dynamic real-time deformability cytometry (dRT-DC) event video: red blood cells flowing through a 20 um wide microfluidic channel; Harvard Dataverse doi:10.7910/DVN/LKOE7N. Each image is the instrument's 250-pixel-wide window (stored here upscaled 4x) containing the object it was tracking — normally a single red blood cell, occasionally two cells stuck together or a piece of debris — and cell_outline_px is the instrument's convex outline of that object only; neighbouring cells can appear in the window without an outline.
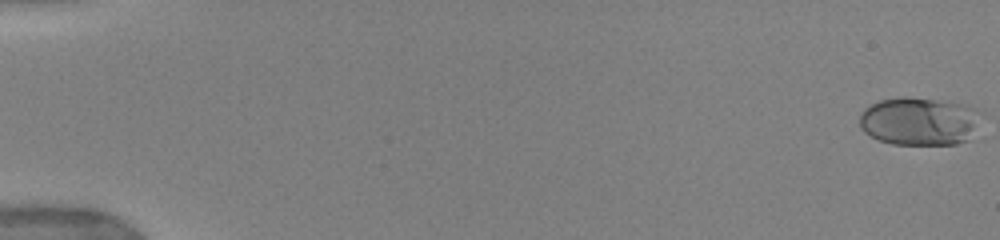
{"species": "human", "species_latin": "Homo sapiens", "temperature_condition": "warm", "stored_images_in_passage": 73, "camera_frame_rate_fps": 3000, "um_per_image_px": 0.085, "donor": {"sex": "female"}, "frame": {"image": 1, "passage_image": 1, "time_ms": 0.0, "image_size_px": [1000, 240], "cell_outline_px": [[984, 112], [980, 136], [972, 140], [956, 144], [892, 144], [880, 140], [864, 132], [860, 128], [860, 112], [864, 108], [880, 100], [904, 96], [968, 104]], "centroid_in_image_um": [78.31, 10.32], "position_along_channel_um": 6.7, "area_um2": 35.43}}
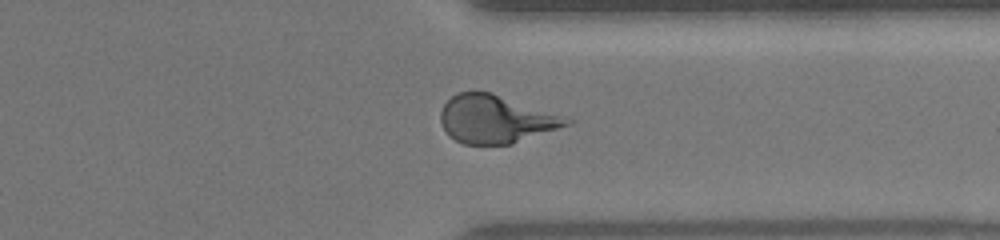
{"frame": {"image": 2, "passage_image": 58, "time_ms": 13.667, "image_size_px": [1000, 240], "cell_outline_px": [[576, 120], [572, 124], [512, 144], [464, 144], [456, 140], [444, 128], [440, 120], [440, 112], [444, 104], [456, 92], [492, 92]], "centroid_in_image_um": [42.17, 10.12], "position_along_channel_um": 369.2, "area_um2": 35.08}}
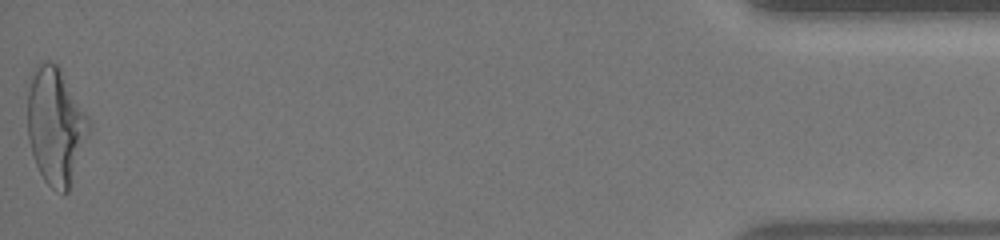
{"frame": {"image": 3, "passage_image": 73, "time_ms": 17.333, "image_size_px": [1000, 240], "cell_outline_px": [[92, 128], [68, 192], [64, 192], [52, 188], [44, 180], [36, 164], [32, 152], [28, 136], [28, 92], [32, 72], [44, 60], [48, 60], [56, 64], [88, 116]], "centroid_in_image_um": [4.75, 10.72], "position_along_channel_um": 430.5, "area_um2": 41.33}, "authors_computed_cell_mechanics": {"area_um2": 34.5644, "velocity_mm_per_s": 3.9401, "shape_relaxation_time_tau1_ms": 4.938, "shape_relaxation_time_tau2_ms": null, "deformation_change_tau1": 0.2352, "deformation_change_tau2": null}}